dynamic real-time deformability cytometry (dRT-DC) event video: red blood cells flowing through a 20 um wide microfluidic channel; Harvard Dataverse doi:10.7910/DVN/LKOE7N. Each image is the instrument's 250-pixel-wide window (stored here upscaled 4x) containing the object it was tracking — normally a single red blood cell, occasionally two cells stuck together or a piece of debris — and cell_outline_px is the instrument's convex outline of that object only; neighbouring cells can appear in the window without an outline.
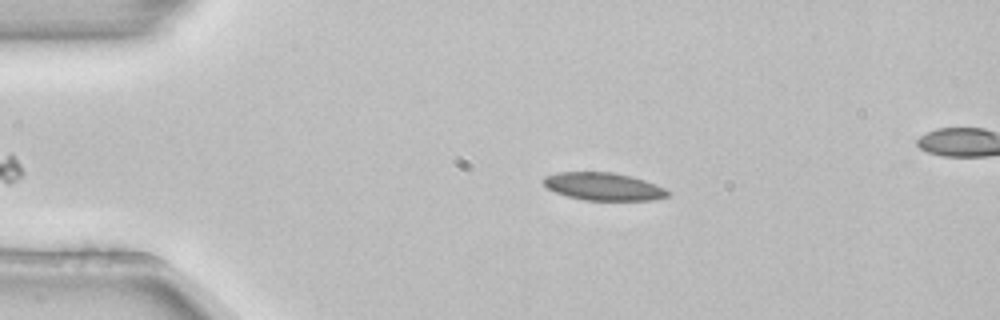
{"species": "common noctule bat (a hibernating species)", "species_latin": "Nyctalus noctula", "temperature_condition": "room temperature", "stored_images_in_passage": 3, "camera_frame_rate_fps": 3000, "um_per_image_px": 0.085, "animal": {"sex": "female", "body_mass_g": 22.7, "forearm_length_mm": 54.2}, "frame": {"image": 1, "passage_image": 3, "time_ms": 0.667, "image_size_px": [1000, 320], "cell_outline_px": [[672, 192], [668, 196], [652, 200], [584, 200], [568, 196], [556, 192], [548, 188], [540, 180], [544, 176], [556, 172], [612, 172], [644, 180], [656, 184]], "centroid_in_image_um": [51.27, 15.85], "position_along_channel_um": 33.7, "area_um2": 20.06}}